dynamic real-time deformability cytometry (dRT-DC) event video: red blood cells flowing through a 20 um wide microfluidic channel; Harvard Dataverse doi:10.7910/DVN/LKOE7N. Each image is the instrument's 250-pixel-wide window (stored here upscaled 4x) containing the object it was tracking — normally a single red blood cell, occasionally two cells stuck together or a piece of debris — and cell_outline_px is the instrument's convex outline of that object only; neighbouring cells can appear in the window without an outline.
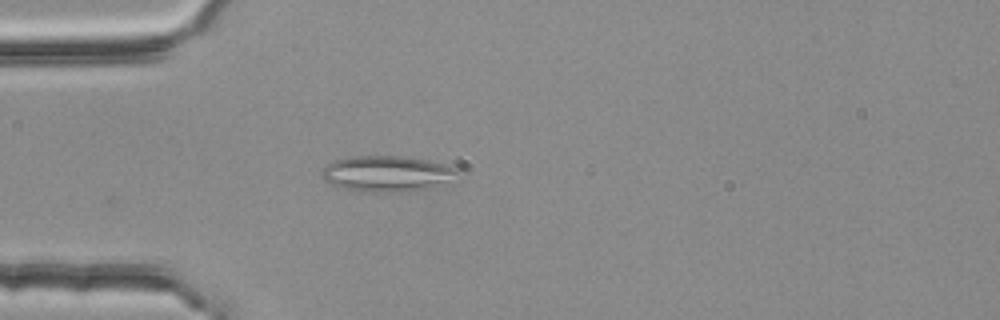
{"species": "common noctule bat (a hibernating species)", "species_latin": "Nyctalus noctula", "temperature_condition": "room temperature", "stored_images_in_passage": 2, "camera_frame_rate_fps": 3000, "um_per_image_px": 0.085, "animal": {"sex": "female", "body_mass_g": 25.1}, "frame": {"image": 1, "passage_image": 2, "time_ms": 0.333, "image_size_px": [1000, 320], "cell_outline_px": [[464, 172], [432, 188], [404, 192], [360, 192], [340, 188], [324, 180], [324, 168], [332, 160], [348, 156], [404, 156], [428, 160], [460, 168]], "centroid_in_image_um": [32.93, 14.76], "position_along_channel_um": 52.1, "area_um2": 28.73}}